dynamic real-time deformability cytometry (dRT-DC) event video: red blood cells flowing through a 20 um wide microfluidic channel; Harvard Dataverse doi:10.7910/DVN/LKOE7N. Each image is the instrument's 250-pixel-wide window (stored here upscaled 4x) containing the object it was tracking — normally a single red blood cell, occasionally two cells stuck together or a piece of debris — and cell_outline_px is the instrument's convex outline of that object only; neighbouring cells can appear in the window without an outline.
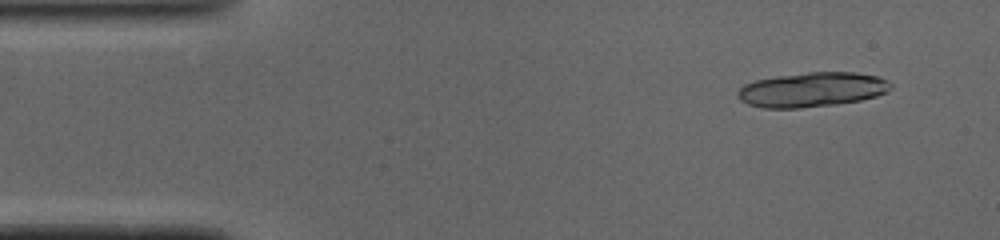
{"species": "common noctule bat (a hibernating species)", "species_latin": "Nyctalus noctula", "temperature_condition": "cold", "stored_images_in_passage": 12, "camera_frame_rate_fps": 3000, "um_per_image_px": 0.085, "animal": {"sex": "male", "body_mass_g": 19.0, "forearm_length_mm": 50.8}, "frame": {"image": 1, "passage_image": 4, "time_ms": 1.0, "image_size_px": [1000, 240], "cell_outline_px": [[892, 88], [876, 96], [860, 100], [836, 104], [800, 108], [764, 108], [748, 104], [740, 100], [736, 96], [736, 92], [744, 84], [756, 80], [776, 76], [808, 72], [856, 72], [876, 76], [888, 80], [892, 84]], "centroid_in_image_um": [69.0, 7.61], "position_along_channel_um": 16.0, "area_um2": 30.92}}